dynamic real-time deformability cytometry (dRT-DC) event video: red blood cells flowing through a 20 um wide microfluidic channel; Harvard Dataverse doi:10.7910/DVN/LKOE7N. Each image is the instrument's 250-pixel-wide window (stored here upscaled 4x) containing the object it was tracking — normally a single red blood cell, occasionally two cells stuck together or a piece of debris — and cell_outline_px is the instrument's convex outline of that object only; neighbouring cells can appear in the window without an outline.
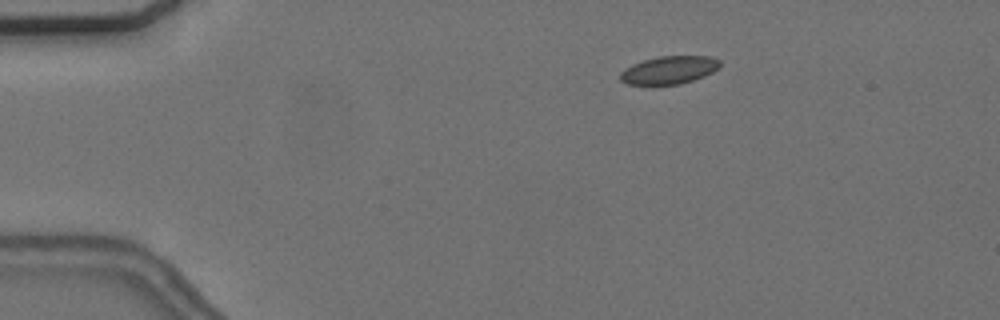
{"species": "common noctule bat (a hibernating species)", "species_latin": "Nyctalus noctula", "temperature_condition": "cold", "stored_images_in_passage": 6, "camera_frame_rate_fps": 3000, "um_per_image_px": 0.085, "animal": {"sex": "female", "body_mass_g": 24.6, "forearm_length_mm": 56.2}, "frame": {"image": 1, "passage_image": 3, "time_ms": 3.0, "image_size_px": [1000, 320], "cell_outline_px": [[720, 68], [704, 76], [680, 84], [628, 84], [620, 80], [620, 72], [624, 68], [632, 64], [644, 60], [660, 56], [708, 56], [720, 60]], "centroid_in_image_um": [56.87, 5.94], "position_along_channel_um": 28.1, "area_um2": 16.13}}
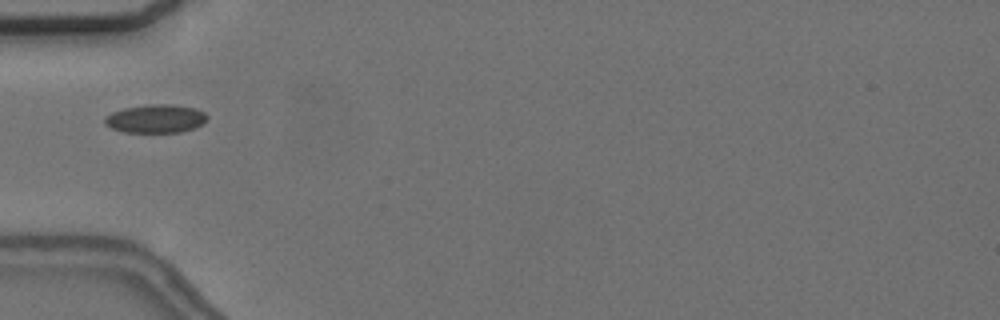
{"frame": {"image": 2, "passage_image": 5, "time_ms": 6.0, "image_size_px": [1000, 320], "cell_outline_px": [[208, 120], [204, 124], [180, 132], [124, 132], [112, 128], [104, 124], [104, 116], [112, 112], [124, 108], [148, 104], [172, 104], [196, 108], [204, 112], [208, 116]], "centroid_in_image_um": [13.24, 10.08], "position_along_channel_um": 71.8, "area_um2": 17.11}}